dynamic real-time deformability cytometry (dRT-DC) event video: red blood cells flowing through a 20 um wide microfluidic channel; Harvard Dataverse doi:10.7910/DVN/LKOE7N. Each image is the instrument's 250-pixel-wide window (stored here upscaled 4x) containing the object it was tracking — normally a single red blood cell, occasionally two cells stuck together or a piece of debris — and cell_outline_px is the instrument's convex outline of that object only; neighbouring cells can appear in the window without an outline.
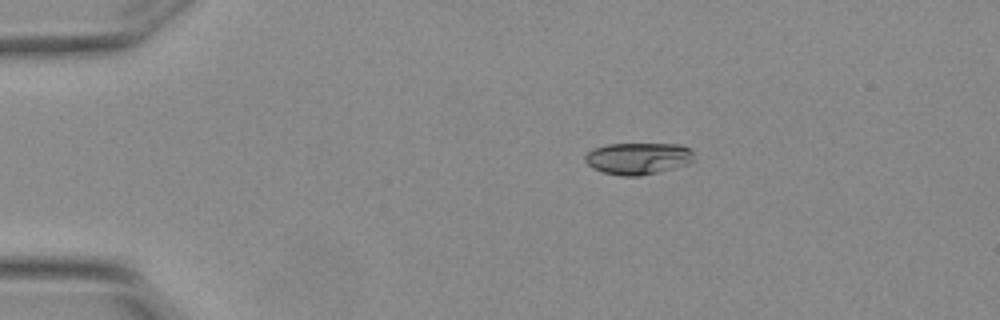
{"species": "Egyptian fruit bat (a non-hibernating species)", "species_latin": "Rousettus aegyptiacus", "temperature_condition": "warm", "stored_images_in_passage": 6, "camera_frame_rate_fps": 3000, "um_per_image_px": 0.085, "animal": {"sex": "female"}, "frame": {"image": 1, "passage_image": 3, "time_ms": 0.667, "image_size_px": [1000, 320], "cell_outline_px": [[692, 160], [688, 164], [640, 176], [620, 176], [604, 172], [592, 168], [584, 160], [584, 156], [588, 152], [596, 148], [608, 144], [680, 144], [688, 148], [692, 152]], "centroid_in_image_um": [54.21, 13.47], "position_along_channel_um": 30.8, "area_um2": 19.94}}
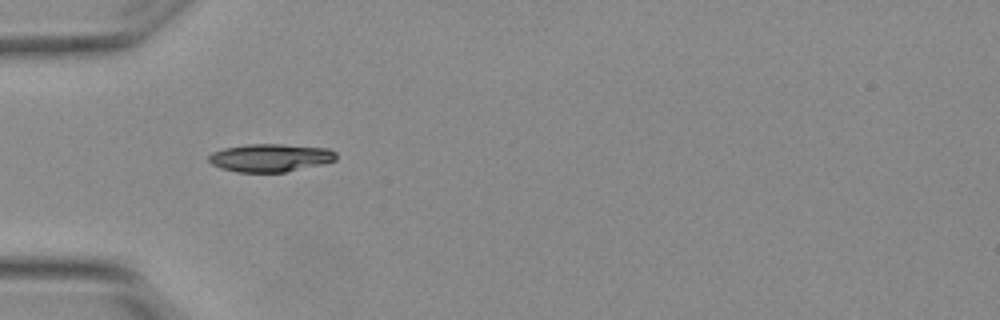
{"frame": {"image": 2, "passage_image": 5, "time_ms": 1.333, "image_size_px": [1000, 320], "cell_outline_px": [[336, 160], [324, 164], [284, 172], [236, 172], [220, 168], [212, 164], [208, 160], [208, 156], [212, 152], [224, 148], [244, 144], [284, 144], [328, 148], [336, 152]], "centroid_in_image_um": [22.97, 13.4], "position_along_channel_um": 62.0, "area_um2": 20.92}}
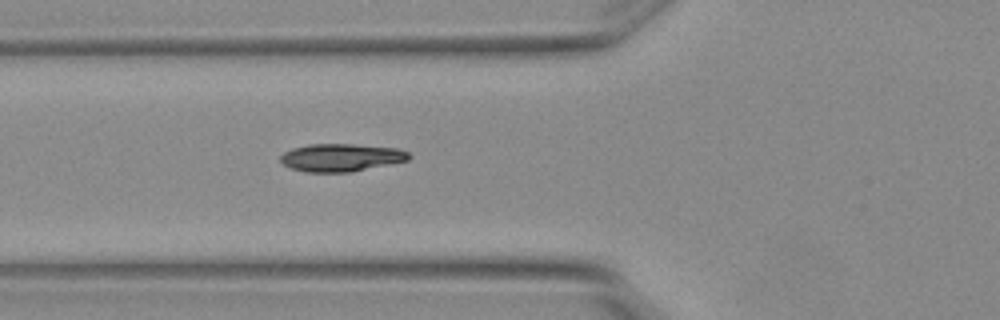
{"frame": {"image": 3, "passage_image": 6, "time_ms": 1.667, "image_size_px": [1000, 320], "cell_outline_px": [[412, 156], [408, 160], [352, 172], [304, 172], [292, 168], [284, 164], [280, 160], [280, 156], [284, 152], [292, 148], [308, 144], [356, 144], [400, 148], [408, 152]], "centroid_in_image_um": [29.01, 13.38], "position_along_channel_um": 96.8, "area_um2": 20.92}}